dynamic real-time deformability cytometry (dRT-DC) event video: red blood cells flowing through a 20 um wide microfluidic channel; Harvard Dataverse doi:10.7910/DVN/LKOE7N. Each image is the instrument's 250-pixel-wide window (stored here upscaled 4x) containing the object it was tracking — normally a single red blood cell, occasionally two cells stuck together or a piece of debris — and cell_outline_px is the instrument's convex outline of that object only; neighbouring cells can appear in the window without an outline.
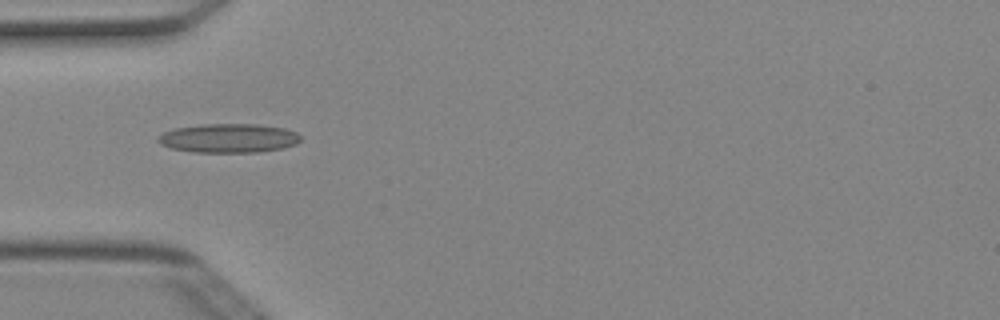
{"species": "Egyptian fruit bat (a non-hibernating species)", "species_latin": "Rousettus aegyptiacus", "temperature_condition": "cold", "stored_images_in_passage": 4, "camera_frame_rate_fps": 3000, "um_per_image_px": 0.085, "animal": {"sex": "female"}, "frame": {"image": 1, "passage_image": 1, "time_ms": 0.0, "image_size_px": [1000, 320], "cell_outline_px": [[300, 140], [296, 144], [284, 148], [256, 152], [196, 152], [172, 148], [160, 144], [156, 140], [164, 132], [176, 128], [200, 124], [256, 124], [284, 128], [296, 132], [300, 136]], "centroid_in_image_um": [19.45, 11.74], "position_along_channel_um": 65.6, "area_um2": 23.99}}
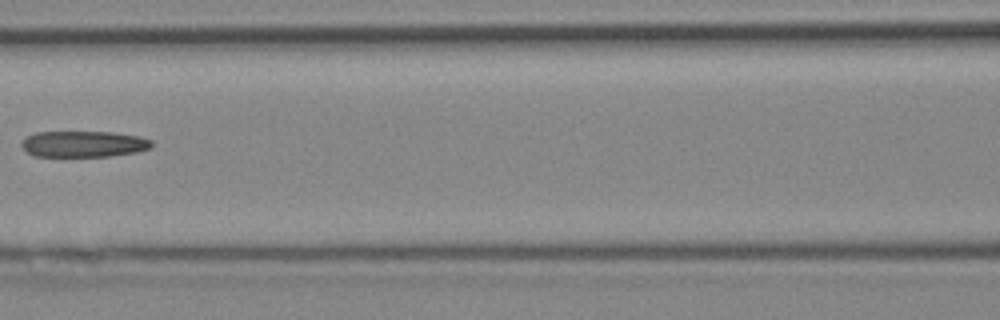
{"frame": {"image": 2, "passage_image": 3, "time_ms": 0.667, "image_size_px": [1000, 320], "cell_outline_px": [[152, 148], [136, 152], [112, 156], [36, 156], [24, 152], [20, 144], [20, 140], [36, 132], [112, 132], [140, 136], [152, 140]], "centroid_in_image_um": [7.09, 12.24], "position_along_channel_um": 159.5, "area_um2": 20.06}}
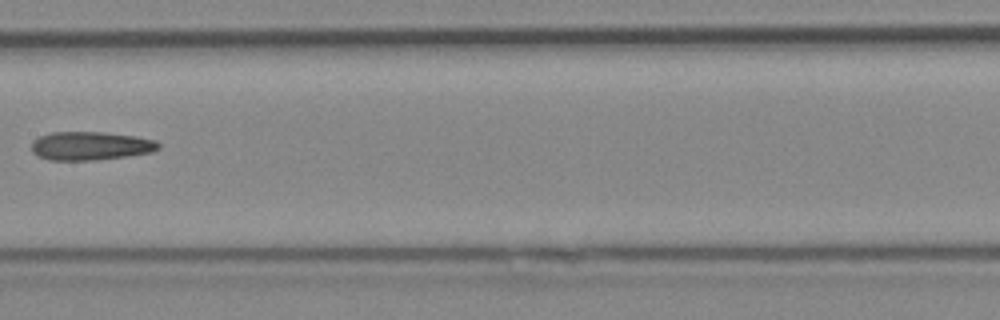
{"frame": {"image": 3, "passage_image": 4, "time_ms": 1.0, "image_size_px": [1000, 320], "cell_outline_px": [[160, 148], [152, 152], [128, 156], [96, 160], [48, 160], [36, 156], [32, 152], [32, 140], [40, 136], [52, 132], [104, 132], [136, 136], [156, 140], [160, 144]], "centroid_in_image_um": [7.69, 12.4], "position_along_channel_um": 199.7, "area_um2": 21.33}}